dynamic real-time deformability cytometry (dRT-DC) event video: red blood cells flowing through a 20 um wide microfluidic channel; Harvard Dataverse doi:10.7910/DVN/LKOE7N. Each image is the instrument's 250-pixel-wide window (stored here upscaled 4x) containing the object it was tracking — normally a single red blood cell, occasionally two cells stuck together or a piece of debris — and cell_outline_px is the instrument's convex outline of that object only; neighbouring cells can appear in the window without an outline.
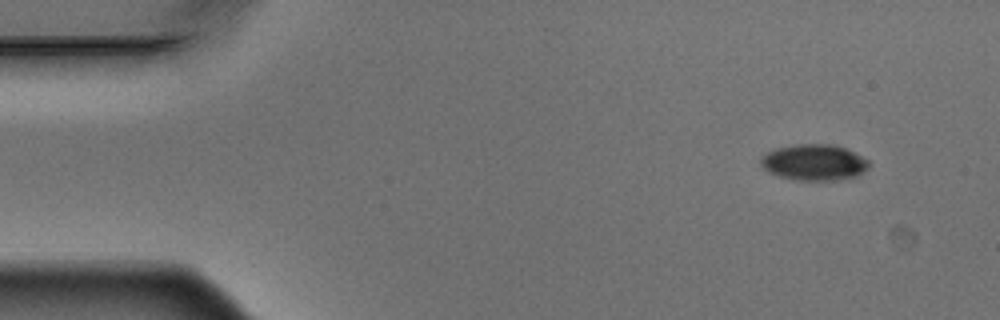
{"species": "Egyptian fruit bat (a non-hibernating species)", "species_latin": "Rousettus aegyptiacus", "temperature_condition": "warm", "stored_images_in_passage": 4, "camera_frame_rate_fps": 3000, "um_per_image_px": 0.085, "animal": {"sex": "male"}, "frame": {"image": 1, "passage_image": 1, "time_ms": 0.0, "image_size_px": [1000, 320], "cell_outline_px": [[868, 168], [856, 176], [836, 180], [796, 180], [780, 176], [768, 172], [760, 164], [760, 156], [776, 148], [796, 144], [832, 144], [844, 148], [868, 160]], "centroid_in_image_um": [69.15, 13.8], "position_along_channel_um": 15.8, "area_um2": 22.54}}
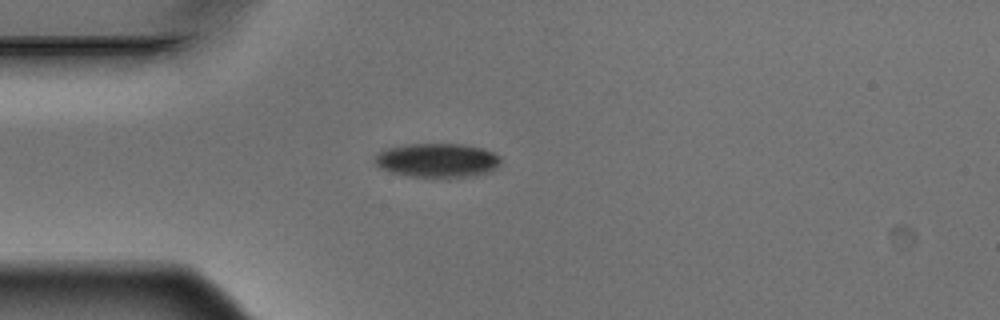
{"frame": {"image": 2, "passage_image": 4, "time_ms": 1.0, "image_size_px": [1000, 320], "cell_outline_px": [[500, 164], [496, 168], [488, 172], [476, 176], [448, 180], [412, 176], [388, 172], [380, 168], [376, 164], [376, 156], [380, 152], [388, 148], [412, 144], [464, 144], [484, 148], [500, 156]], "centroid_in_image_um": [37.24, 13.67], "position_along_channel_um": 47.8, "area_um2": 25.61}}